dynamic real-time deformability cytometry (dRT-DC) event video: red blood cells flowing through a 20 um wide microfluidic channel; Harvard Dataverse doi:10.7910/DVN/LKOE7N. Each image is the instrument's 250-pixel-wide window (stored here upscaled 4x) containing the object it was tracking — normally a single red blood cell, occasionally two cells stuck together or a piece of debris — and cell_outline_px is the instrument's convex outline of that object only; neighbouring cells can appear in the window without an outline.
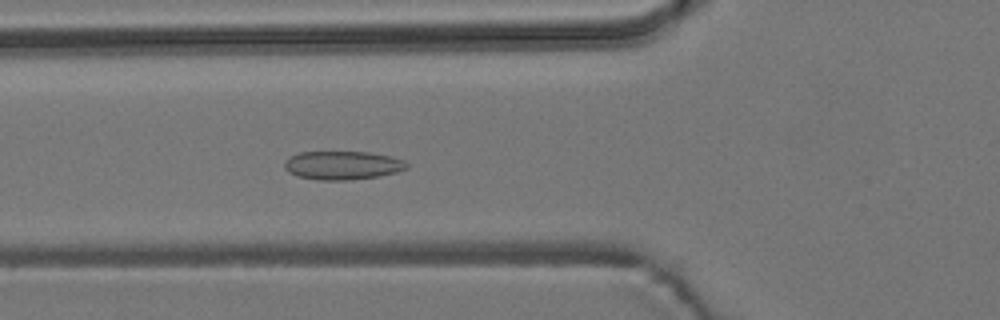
{"species": "common noctule bat (a hibernating species)", "species_latin": "Nyctalus noctula", "temperature_condition": "room temperature", "stored_images_in_passage": 6, "camera_frame_rate_fps": 3000, "um_per_image_px": 0.085, "animal": {"sex": "male", "body_mass_g": 19.2, "forearm_length_mm": 51.8}, "frame": {"image": 1, "passage_image": 6, "time_ms": 5.667, "image_size_px": [1000, 320], "cell_outline_px": [[408, 168], [396, 172], [380, 176], [348, 180], [320, 180], [300, 176], [288, 172], [284, 168], [284, 164], [288, 156], [300, 152], [368, 152], [392, 156], [404, 160], [408, 164]], "centroid_in_image_um": [29.13, 14.04], "position_along_channel_um": 96.7, "area_um2": 20.4}}